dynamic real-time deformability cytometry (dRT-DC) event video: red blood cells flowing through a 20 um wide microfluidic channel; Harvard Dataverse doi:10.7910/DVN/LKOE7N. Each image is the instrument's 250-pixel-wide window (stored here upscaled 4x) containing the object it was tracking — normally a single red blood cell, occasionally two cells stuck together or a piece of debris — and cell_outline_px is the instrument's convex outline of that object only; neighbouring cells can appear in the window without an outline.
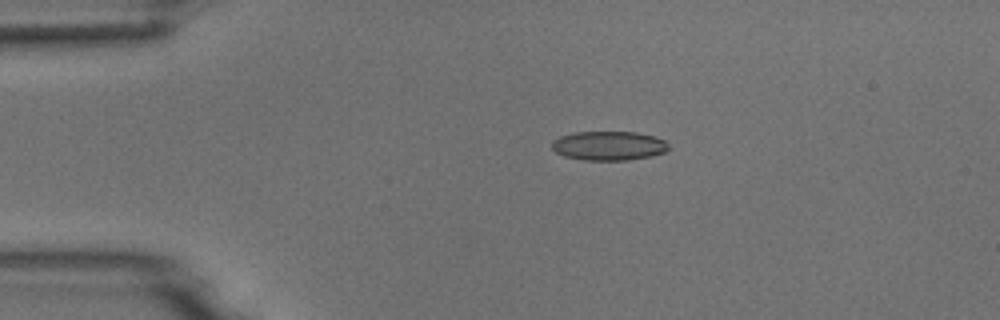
{"species": "common noctule bat (a hibernating species)", "species_latin": "Nyctalus noctula", "temperature_condition": "room temperature", "stored_images_in_passage": 3, "camera_frame_rate_fps": 3000, "um_per_image_px": 0.085, "animal": {"sex": "male", "body_mass_g": 18.8}, "frame": {"image": 1, "passage_image": 2, "time_ms": 0.333, "image_size_px": [1000, 320], "cell_outline_px": [[668, 148], [664, 152], [652, 156], [628, 160], [584, 160], [564, 156], [556, 152], [552, 148], [552, 140], [560, 136], [572, 132], [636, 132], [656, 136], [664, 140], [668, 144]], "centroid_in_image_um": [51.74, 12.38], "position_along_channel_um": 33.3, "area_um2": 19.94}}